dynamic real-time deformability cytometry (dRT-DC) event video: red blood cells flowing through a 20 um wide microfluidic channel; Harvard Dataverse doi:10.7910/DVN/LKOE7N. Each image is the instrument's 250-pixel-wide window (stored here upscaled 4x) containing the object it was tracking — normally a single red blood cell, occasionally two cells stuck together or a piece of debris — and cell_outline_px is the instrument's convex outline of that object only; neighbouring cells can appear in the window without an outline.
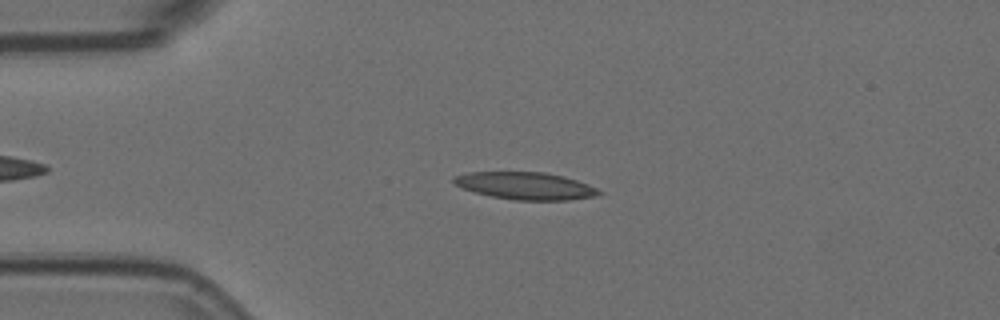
{"species": "Egyptian fruit bat (a non-hibernating species)", "species_latin": "Rousettus aegyptiacus", "temperature_condition": "room temperature", "stored_images_in_passage": 5, "camera_frame_rate_fps": 3000, "um_per_image_px": 0.085, "animal": {"sex": "female"}, "frame": {"image": 1, "passage_image": 4, "time_ms": 1.0, "image_size_px": [1000, 320], "cell_outline_px": [[604, 192], [596, 196], [568, 200], [516, 200], [492, 196], [460, 188], [452, 180], [452, 176], [468, 172], [544, 172], [564, 176], [588, 184]], "centroid_in_image_um": [44.66, 15.79], "position_along_channel_um": 40.3, "area_um2": 23.12}}